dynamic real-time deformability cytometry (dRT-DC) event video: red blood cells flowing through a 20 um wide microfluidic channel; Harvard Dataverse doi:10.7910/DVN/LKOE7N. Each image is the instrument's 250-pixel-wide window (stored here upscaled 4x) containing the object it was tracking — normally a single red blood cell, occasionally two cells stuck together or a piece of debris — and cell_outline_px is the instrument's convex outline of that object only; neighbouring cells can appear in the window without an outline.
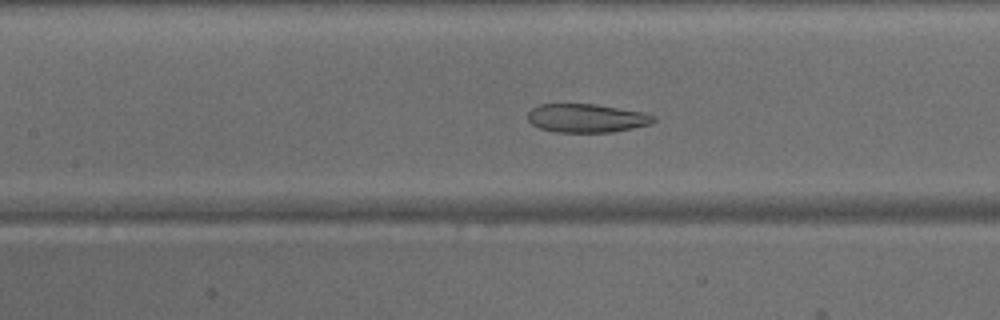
{"species": "common noctule bat (a hibernating species)", "species_latin": "Nyctalus noctula", "temperature_condition": "warm", "stored_images_in_passage": 47, "camera_frame_rate_fps": 3000, "um_per_image_px": 0.085, "animal": {"sex": "male", "body_mass_g": 15.6}, "frame": {"image": 1, "passage_image": 21, "time_ms": 6.667, "image_size_px": [1000, 320], "cell_outline_px": [[656, 120], [652, 124], [612, 132], [556, 132], [540, 128], [532, 124], [528, 120], [528, 112], [532, 108], [540, 104], [596, 104], [644, 112], [656, 116]], "centroid_in_image_um": [49.89, 10.04], "position_along_channel_um": 157.5, "area_um2": 21.04}}
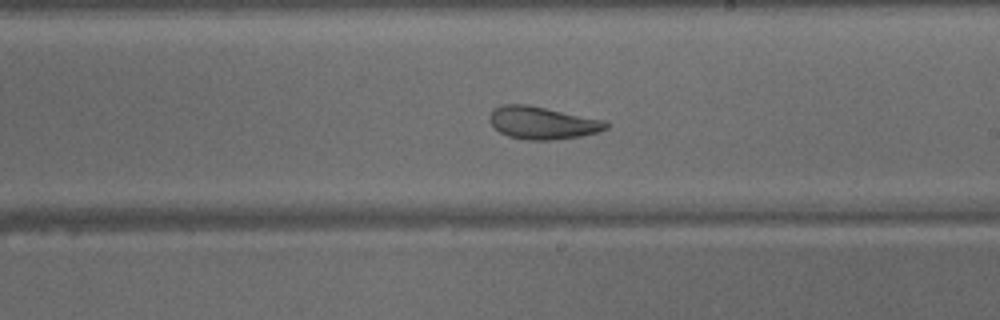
{"frame": {"image": 2, "passage_image": 27, "time_ms": 8.667, "image_size_px": [1000, 320], "cell_outline_px": [[608, 128], [596, 132], [580, 136], [552, 140], [528, 140], [508, 136], [500, 132], [492, 124], [492, 112], [496, 108], [504, 104], [528, 104], [604, 120], [608, 124]], "centroid_in_image_um": [46.14, 10.44], "position_along_channel_um": 242.9, "area_um2": 21.68}}
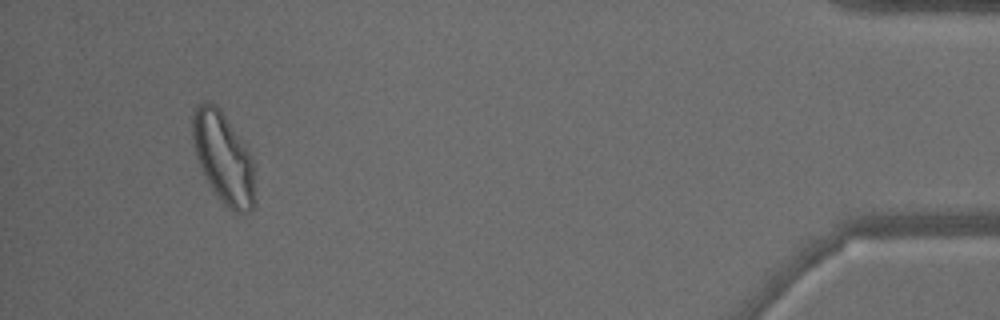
{"frame": {"image": 3, "passage_image": 44, "time_ms": 14.333, "image_size_px": [1000, 320], "cell_outline_px": [[256, 204], [248, 212], [236, 212], [228, 208], [216, 196], [204, 176], [200, 168], [196, 156], [192, 140], [192, 120], [196, 104], [204, 100], [212, 100], [220, 108], [244, 144], [252, 160]], "centroid_in_image_um": [18.96, 13.4], "position_along_channel_um": 416.2, "area_um2": 33.29}}